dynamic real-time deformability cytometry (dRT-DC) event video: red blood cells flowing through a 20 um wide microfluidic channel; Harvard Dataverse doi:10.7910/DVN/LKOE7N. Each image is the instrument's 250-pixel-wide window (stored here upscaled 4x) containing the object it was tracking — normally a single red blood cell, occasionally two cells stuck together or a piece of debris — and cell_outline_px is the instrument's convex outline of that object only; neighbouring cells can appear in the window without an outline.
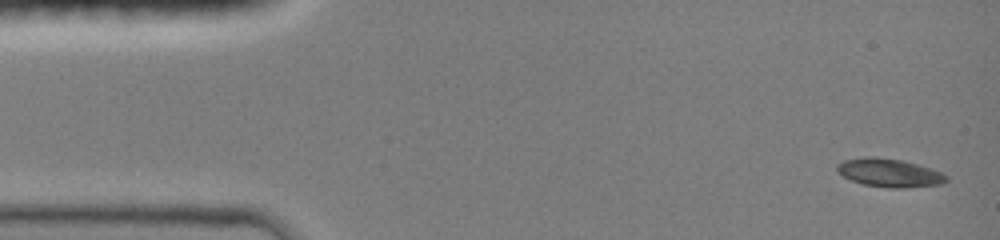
{"species": "common noctule bat (a hibernating species)", "species_latin": "Nyctalus noctula", "temperature_condition": "room temperature", "stored_images_in_passage": 8, "camera_frame_rate_fps": 3000, "um_per_image_px": 0.085, "animal": {"sex": "female", "body_mass_g": 19.0, "forearm_length_mm": 51.5}, "frame": {"image": 1, "passage_image": 1, "time_ms": 0.0, "image_size_px": [1000, 240], "cell_outline_px": [[948, 180], [940, 184], [900, 188], [892, 188], [864, 184], [852, 180], [844, 176], [836, 168], [836, 164], [844, 160], [868, 156], [900, 160], [916, 164], [940, 172], [948, 176]], "centroid_in_image_um": [75.58, 14.69], "position_along_channel_um": 9.4, "area_um2": 17.57}}
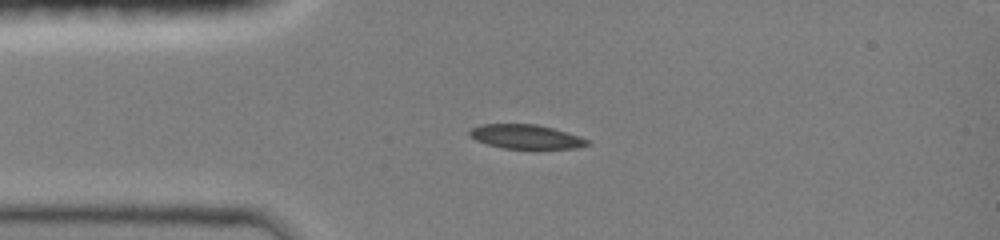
{"frame": {"image": 2, "passage_image": 7, "time_ms": 3.0, "image_size_px": [1000, 240], "cell_outline_px": [[588, 144], [576, 148], [536, 152], [504, 148], [488, 144], [476, 140], [468, 136], [468, 132], [472, 128], [480, 124], [536, 124], [552, 128], [580, 136], [588, 140]], "centroid_in_image_um": [44.72, 11.67], "position_along_channel_um": 40.3, "area_um2": 17.4}}